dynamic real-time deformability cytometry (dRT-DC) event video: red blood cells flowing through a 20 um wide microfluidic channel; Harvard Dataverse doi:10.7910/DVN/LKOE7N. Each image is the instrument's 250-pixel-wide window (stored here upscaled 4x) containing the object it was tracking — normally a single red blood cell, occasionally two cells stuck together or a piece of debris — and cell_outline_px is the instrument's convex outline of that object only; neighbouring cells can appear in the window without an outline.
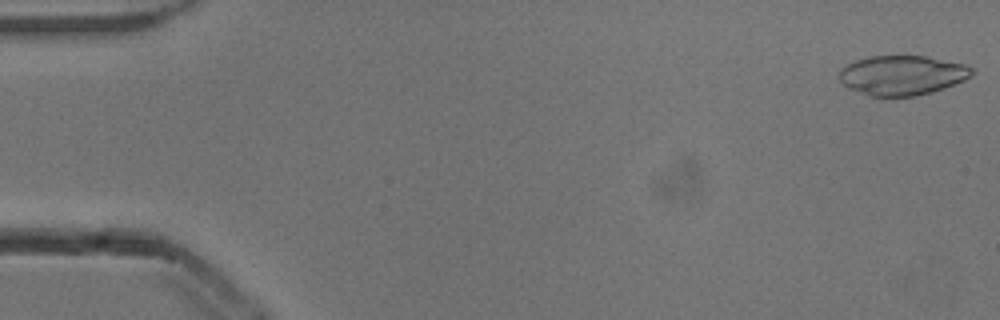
{"species": "common noctule bat (a hibernating species)", "species_latin": "Nyctalus noctula", "temperature_condition": "cold", "stored_images_in_passage": 52, "camera_frame_rate_fps": 3000, "um_per_image_px": 0.085, "animal": {"sex": "male", "body_mass_g": 13.3}, "frame": {"image": 1, "passage_image": 1, "time_ms": 0.0, "image_size_px": [1000, 320], "cell_outline_px": [[976, 68], [972, 76], [964, 80], [944, 88], [932, 92], [912, 96], [872, 96], [852, 88], [844, 84], [840, 80], [840, 68], [856, 60], [868, 56], [928, 56], [964, 64]], "centroid_in_image_um": [76.75, 6.38], "position_along_channel_um": 8.3, "area_um2": 30.46}}